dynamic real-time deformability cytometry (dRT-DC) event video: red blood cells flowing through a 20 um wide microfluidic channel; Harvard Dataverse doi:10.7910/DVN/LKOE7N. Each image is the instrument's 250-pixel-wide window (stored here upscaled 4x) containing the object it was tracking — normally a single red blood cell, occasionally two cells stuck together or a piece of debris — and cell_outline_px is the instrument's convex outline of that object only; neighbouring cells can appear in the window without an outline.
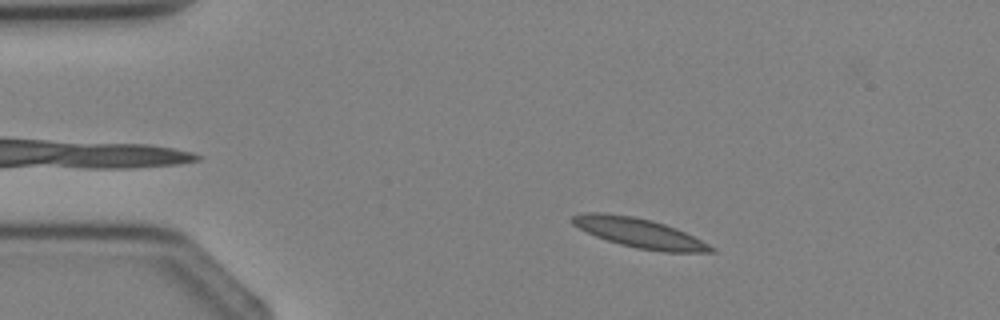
{"species": "Egyptian fruit bat (a non-hibernating species)", "species_latin": "Rousettus aegyptiacus", "temperature_condition": "cold", "stored_images_in_passage": 4, "camera_frame_rate_fps": 3000, "um_per_image_px": 0.085, "animal": {"sex": "female"}, "frame": {"image": 1, "passage_image": 3, "time_ms": 3.333, "image_size_px": [1000, 320], "cell_outline_px": [[716, 252], [664, 252], [636, 248], [620, 244], [596, 236], [572, 224], [572, 216], [584, 212], [604, 212], [632, 216], [652, 220], [676, 228], [716, 248]], "centroid_in_image_um": [54.34, 19.79], "position_along_channel_um": 30.7, "area_um2": 23.58}}